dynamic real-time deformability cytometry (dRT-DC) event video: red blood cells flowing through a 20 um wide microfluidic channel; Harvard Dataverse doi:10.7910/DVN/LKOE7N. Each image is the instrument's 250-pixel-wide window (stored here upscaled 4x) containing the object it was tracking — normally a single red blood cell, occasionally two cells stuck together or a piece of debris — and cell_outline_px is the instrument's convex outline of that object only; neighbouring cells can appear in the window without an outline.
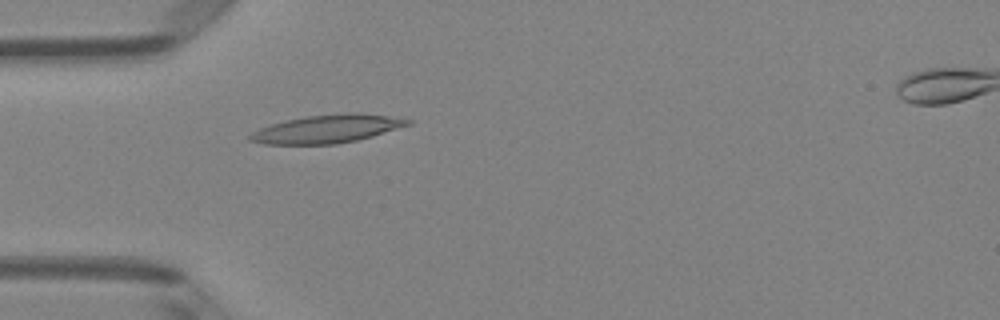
{"species": "Egyptian fruit bat (a non-hibernating species)", "species_latin": "Rousettus aegyptiacus", "temperature_condition": "room temperature", "stored_images_in_passage": 4, "camera_frame_rate_fps": 3000, "um_per_image_px": 0.085, "animal": {"sex": "female"}, "frame": {"image": 1, "passage_image": 3, "time_ms": 0.667, "image_size_px": [1000, 320], "cell_outline_px": [[412, 124], [372, 136], [356, 140], [336, 144], [264, 144], [248, 140], [248, 136], [252, 132], [260, 128], [272, 124], [288, 120], [308, 116], [352, 112], [360, 112], [412, 120]], "centroid_in_image_um": [27.81, 10.96], "position_along_channel_um": 57.2, "area_um2": 25.61}}